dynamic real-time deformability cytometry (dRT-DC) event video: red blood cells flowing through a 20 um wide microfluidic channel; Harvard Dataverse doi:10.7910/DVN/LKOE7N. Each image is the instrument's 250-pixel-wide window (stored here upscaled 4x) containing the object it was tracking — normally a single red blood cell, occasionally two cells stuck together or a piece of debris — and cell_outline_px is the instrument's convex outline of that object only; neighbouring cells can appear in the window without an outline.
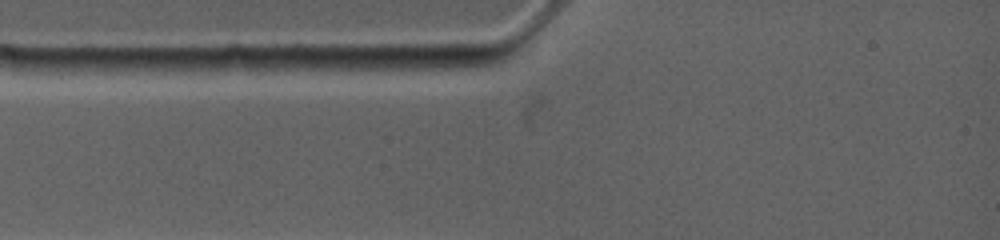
{"species": "common noctule bat (a hibernating species)", "species_latin": "Nyctalus noctula", "temperature_condition": "warm", "stored_images_in_passage": 1, "camera_frame_rate_fps": 4500, "um_per_image_px": 0.085, "animal": {"sex": "female", "body_mass_g": 19.0, "forearm_length_mm": 53.3}, "frame": {"image": 1, "passage_image": 1, "time_ms": 0.0, "image_size_px": [1000, 240], "cell_outline_px": [[200, 68], [188, 76], [152, 76], [72, 72], [48, 68], [36, 60], [184, 60]], "centroid_in_image_um": [10.61, 5.7], "position_along_channel_um": 74.4, "area_um2": 14.91}}